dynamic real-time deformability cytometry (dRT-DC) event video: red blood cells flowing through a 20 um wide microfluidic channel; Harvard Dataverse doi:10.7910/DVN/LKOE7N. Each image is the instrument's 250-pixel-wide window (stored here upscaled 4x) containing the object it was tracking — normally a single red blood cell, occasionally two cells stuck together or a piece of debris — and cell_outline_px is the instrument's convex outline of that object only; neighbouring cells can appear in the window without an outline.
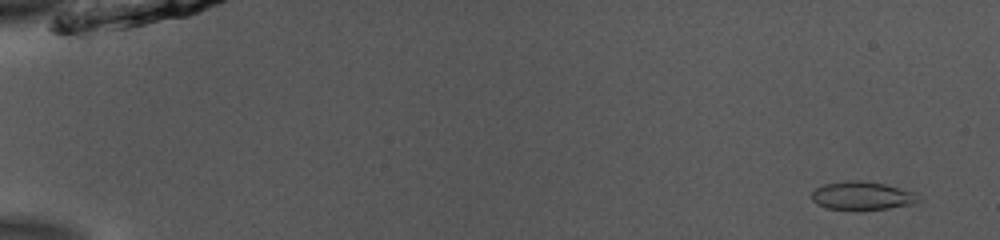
{"species": "common noctule bat (a hibernating species)", "species_latin": "Nyctalus noctula", "temperature_condition": "room temperature", "stored_images_in_passage": 52, "camera_frame_rate_fps": 3000, "um_per_image_px": 0.085, "animal": {"sex": "male", "body_mass_g": 13.0, "forearm_length_mm": 53.1}, "frame": {"image": 1, "passage_image": 3, "time_ms": 0.667, "image_size_px": [1000, 240], "cell_outline_px": [[924, 196], [920, 200], [912, 204], [888, 208], [828, 208], [816, 204], [812, 200], [812, 192], [816, 188], [824, 184], [848, 180], [860, 180], [884, 184], [916, 192]], "centroid_in_image_um": [73.33, 16.61], "position_along_channel_um": 11.7, "area_um2": 17.34}}
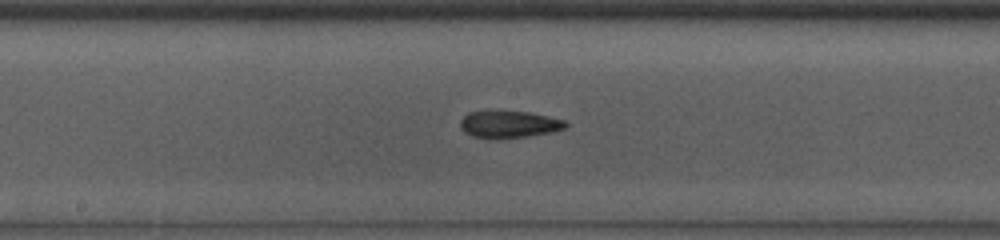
{"frame": {"image": 2, "passage_image": 29, "time_ms": 9.333, "image_size_px": [1000, 240], "cell_outline_px": [[568, 124], [564, 128], [548, 132], [528, 136], [472, 136], [464, 132], [460, 128], [460, 120], [468, 112], [528, 112], [548, 116], [564, 120]], "centroid_in_image_um": [43.26, 10.54], "position_along_channel_um": 204.9, "area_um2": 15.66}}
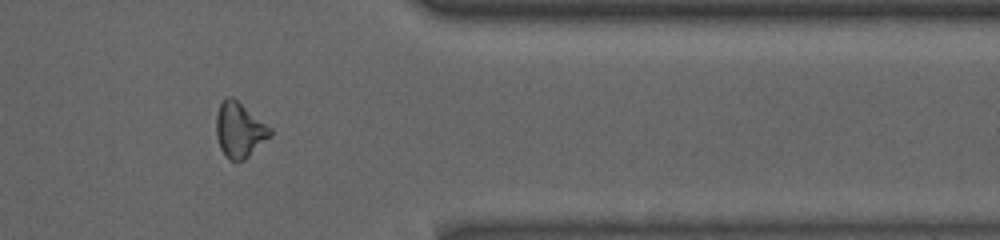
{"frame": {"image": 3, "passage_image": 44, "time_ms": 14.333, "image_size_px": [1000, 240], "cell_outline_px": [[272, 136], [244, 160], [232, 160], [220, 148], [216, 136], [216, 116], [220, 104], [228, 96], [232, 96], [272, 128]], "centroid_in_image_um": [20.38, 11.03], "position_along_channel_um": 391.0, "area_um2": 17.17}, "authors_computed_cell_mechanics": {"area_um2": 16.9354, "velocity_mm_per_s": 3.9037, "shape_relaxation_time_tau1_ms": null, "shape_relaxation_time_tau2_ms": 5.8104, "deformation_change_tau1": null, "deformation_change_tau2": 0.1575}}